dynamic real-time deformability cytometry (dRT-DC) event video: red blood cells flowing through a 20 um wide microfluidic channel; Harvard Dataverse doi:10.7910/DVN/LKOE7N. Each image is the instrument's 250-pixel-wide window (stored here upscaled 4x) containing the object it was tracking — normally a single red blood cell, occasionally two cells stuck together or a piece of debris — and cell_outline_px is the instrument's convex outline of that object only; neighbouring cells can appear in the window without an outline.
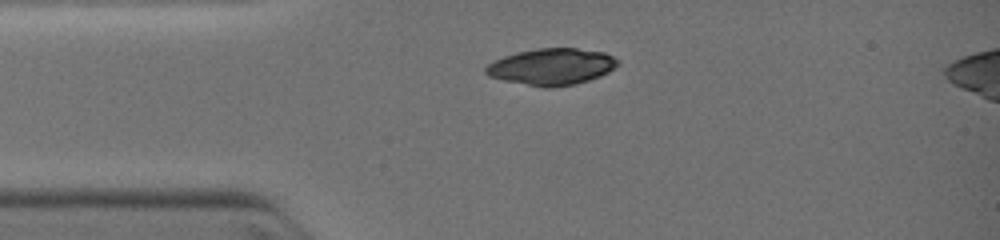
{"species": "common noctule bat (a hibernating species)", "species_latin": "Nyctalus noctula", "temperature_condition": "warm", "stored_images_in_passage": 34, "camera_frame_rate_fps": 3000, "um_per_image_px": 0.085, "animal": {"sex": "female", "body_mass_g": 19.0, "forearm_length_mm": 51.5}, "frame": {"image": 1, "passage_image": 1, "time_ms": 0.0, "image_size_px": [1000, 240], "cell_outline_px": [[620, 64], [608, 72], [600, 76], [588, 80], [572, 84], [552, 88], [544, 88], [504, 80], [488, 76], [484, 72], [484, 68], [488, 64], [504, 56], [520, 52], [540, 48], [576, 48], [604, 52], [620, 60]], "centroid_in_image_um": [46.91, 5.67], "position_along_channel_um": 38.1, "area_um2": 27.98}}
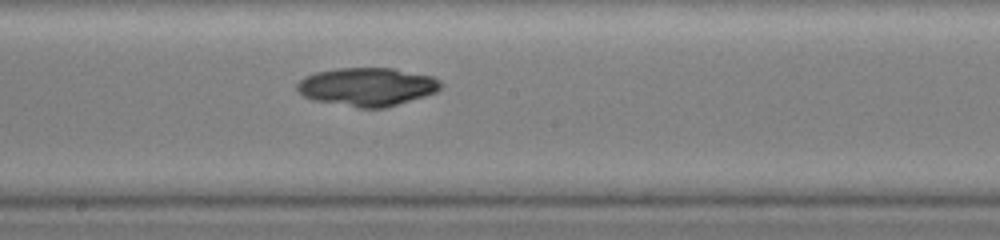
{"frame": {"image": 2, "passage_image": 16, "time_ms": 4.0, "image_size_px": [1000, 240], "cell_outline_px": [[444, 84], [436, 92], [424, 96], [384, 108], [360, 108], [312, 100], [304, 96], [296, 88], [296, 84], [304, 76], [316, 72], [336, 68], [392, 68], [432, 76], [440, 80]], "centroid_in_image_um": [31.2, 7.37], "position_along_channel_um": 217.0, "area_um2": 32.14}}
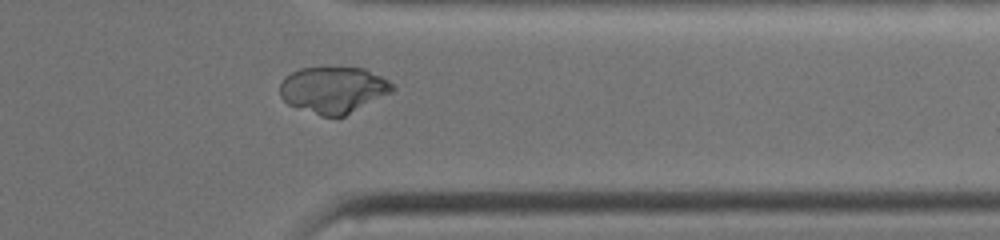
{"frame": {"image": 3, "passage_image": 29, "time_ms": 7.333, "image_size_px": [1000, 240], "cell_outline_px": [[396, 88], [392, 92], [344, 116], [320, 116], [288, 104], [280, 96], [280, 84], [284, 76], [300, 68], [364, 68], [388, 80]], "centroid_in_image_um": [28.32, 7.64], "position_along_channel_um": 383.1, "area_um2": 30.23}}